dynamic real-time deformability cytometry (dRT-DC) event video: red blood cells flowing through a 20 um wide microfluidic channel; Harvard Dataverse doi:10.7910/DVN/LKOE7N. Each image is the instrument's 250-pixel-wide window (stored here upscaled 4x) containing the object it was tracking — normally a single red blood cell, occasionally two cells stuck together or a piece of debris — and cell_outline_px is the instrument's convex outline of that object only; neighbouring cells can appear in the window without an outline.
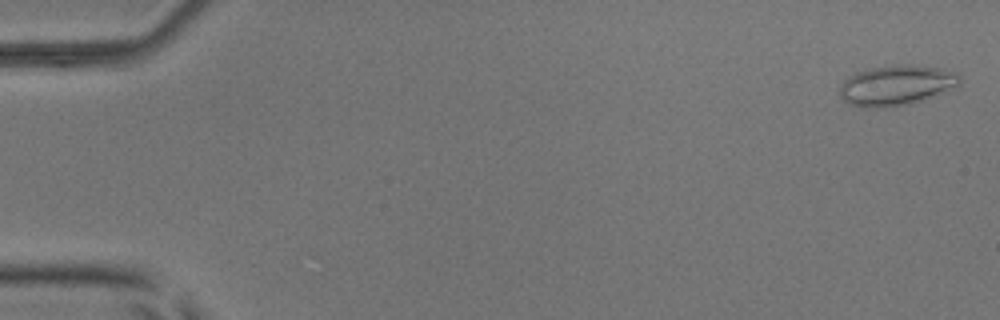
{"species": "common noctule bat (a hibernating species)", "species_latin": "Nyctalus noctula", "temperature_condition": "room temperature", "stored_images_in_passage": 33, "camera_frame_rate_fps": 3000, "um_per_image_px": 0.085, "animal": {"sex": "male", "body_mass_g": 17.9, "forearm_length_mm": 54.2}, "frame": {"image": 1, "passage_image": 2, "time_ms": 0.333, "image_size_px": [1000, 320], "cell_outline_px": [[960, 84], [956, 88], [908, 104], [876, 108], [860, 108], [848, 104], [840, 96], [840, 84], [848, 76], [856, 72], [868, 68], [896, 64], [908, 64], [940, 68], [960, 72]], "centroid_in_image_um": [76.19, 7.24], "position_along_channel_um": 8.8, "area_um2": 28.5}}
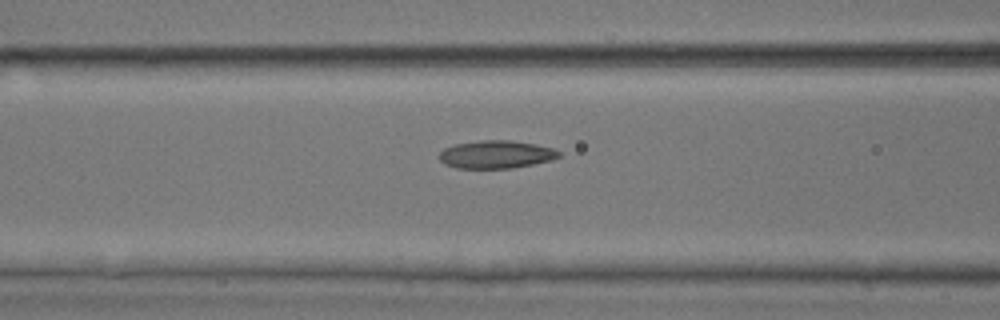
{"frame": {"image": 2, "passage_image": 23, "time_ms": 7.333, "image_size_px": [1000, 320], "cell_outline_px": [[560, 156], [552, 160], [512, 168], [456, 168], [444, 164], [436, 156], [444, 148], [456, 144], [480, 140], [512, 140], [536, 144], [556, 148], [560, 152]], "centroid_in_image_um": [42.17, 13.12], "position_along_channel_um": 124.4, "area_um2": 19.65}}
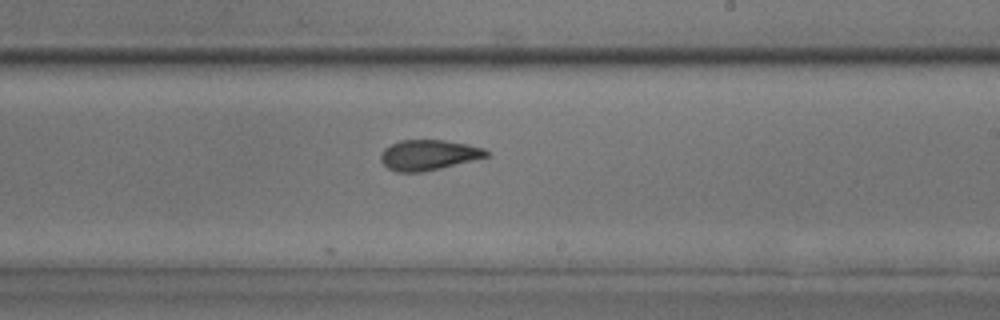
{"frame": {"image": 3, "passage_image": 33, "time_ms": 10.667, "image_size_px": [1000, 320], "cell_outline_px": [[488, 156], [424, 172], [396, 172], [388, 168], [380, 160], [380, 152], [384, 148], [400, 140], [444, 140], [468, 144], [484, 148], [488, 152]], "centroid_in_image_um": [36.39, 13.17], "position_along_channel_um": 252.6, "area_um2": 18.61}}